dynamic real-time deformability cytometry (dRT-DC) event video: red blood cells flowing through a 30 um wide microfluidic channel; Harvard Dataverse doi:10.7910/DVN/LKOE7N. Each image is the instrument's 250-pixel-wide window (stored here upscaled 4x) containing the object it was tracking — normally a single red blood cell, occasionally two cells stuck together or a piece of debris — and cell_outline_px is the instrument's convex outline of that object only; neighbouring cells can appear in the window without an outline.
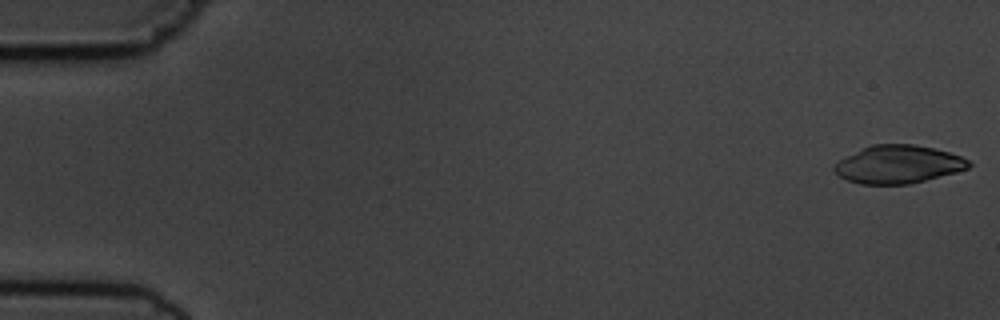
{"species": "common noctule bat (a hibernating species)", "species_latin": "Nyctalus noctula", "temperature_condition": "cold", "stored_images_in_passage": 54, "camera_frame_rate_fps": 3000, "um_per_image_px": 0.085, "animal": {"sex": "male", "body_mass_g": 19.5, "forearm_length_mm": 54.6}, "frame": {"image": 1, "passage_image": 1, "time_ms": 0.0, "image_size_px": [1000, 320], "cell_outline_px": [[972, 164], [968, 168], [956, 172], [908, 184], [860, 184], [848, 180], [840, 176], [832, 168], [840, 160], [872, 144], [912, 144], [932, 148], [948, 152], [960, 156], [968, 160]], "centroid_in_image_um": [76.36, 13.97], "position_along_channel_um": 8.6, "area_um2": 29.25}}